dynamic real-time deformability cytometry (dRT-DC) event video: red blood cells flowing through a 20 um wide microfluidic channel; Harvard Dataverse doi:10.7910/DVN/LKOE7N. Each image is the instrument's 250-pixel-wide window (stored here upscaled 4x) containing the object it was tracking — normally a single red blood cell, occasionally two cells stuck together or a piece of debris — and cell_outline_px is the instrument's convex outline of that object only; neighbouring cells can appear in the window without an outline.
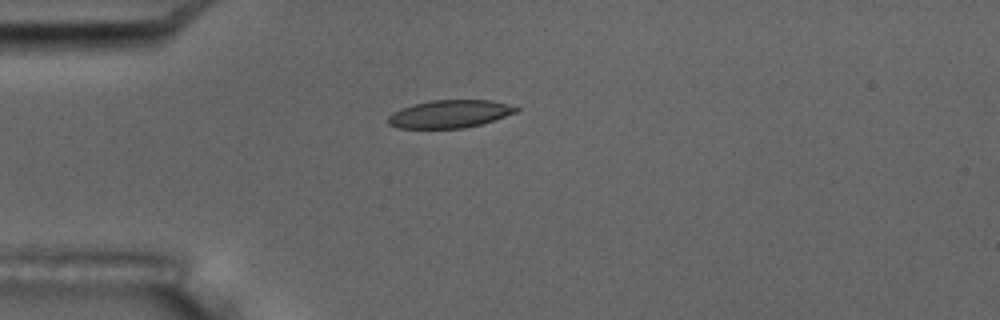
{"species": "common noctule bat (a hibernating species)", "species_latin": "Nyctalus noctula", "temperature_condition": "room temperature", "stored_images_in_passage": 8, "camera_frame_rate_fps": 3000, "um_per_image_px": 0.085, "animal": {"sex": "male", "body_mass_g": 17.5, "forearm_length_mm": 52.3}, "frame": {"image": 1, "passage_image": 4, "time_ms": 3.333, "image_size_px": [1000, 320], "cell_outline_px": [[520, 108], [516, 112], [480, 124], [464, 128], [396, 128], [388, 124], [388, 116], [392, 112], [412, 104], [432, 100], [492, 100]], "centroid_in_image_um": [38.17, 9.68], "position_along_channel_um": 46.8, "area_um2": 20.58}}
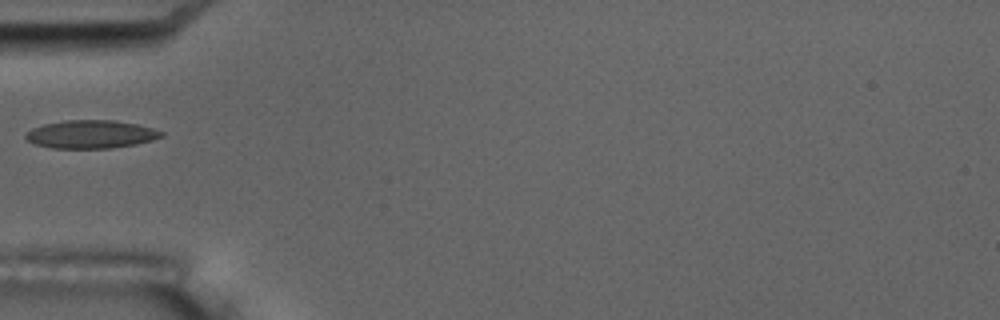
{"frame": {"image": 2, "passage_image": 5, "time_ms": 4.667, "image_size_px": [1000, 320], "cell_outline_px": [[164, 136], [152, 140], [136, 144], [112, 148], [52, 148], [36, 144], [28, 140], [24, 136], [32, 128], [44, 124], [64, 120], [116, 120], [136, 124], [152, 128], [164, 132]], "centroid_in_image_um": [7.75, 11.41], "position_along_channel_um": 77.2, "area_um2": 22.2}}
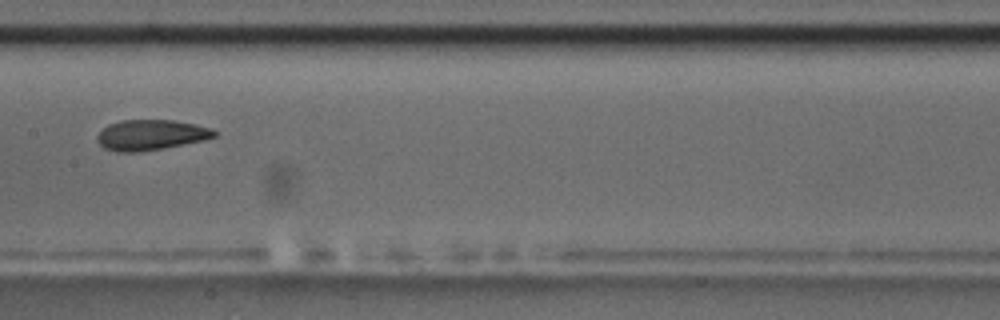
{"frame": {"image": 3, "passage_image": 8, "time_ms": 8.0, "image_size_px": [1000, 320], "cell_outline_px": [[220, 132], [216, 136], [204, 140], [164, 148], [140, 152], [116, 152], [104, 148], [96, 140], [96, 136], [108, 124], [120, 120], [172, 120], [196, 124], [212, 128]], "centroid_in_image_um": [12.84, 11.47], "position_along_channel_um": 194.6, "area_um2": 20.98}}